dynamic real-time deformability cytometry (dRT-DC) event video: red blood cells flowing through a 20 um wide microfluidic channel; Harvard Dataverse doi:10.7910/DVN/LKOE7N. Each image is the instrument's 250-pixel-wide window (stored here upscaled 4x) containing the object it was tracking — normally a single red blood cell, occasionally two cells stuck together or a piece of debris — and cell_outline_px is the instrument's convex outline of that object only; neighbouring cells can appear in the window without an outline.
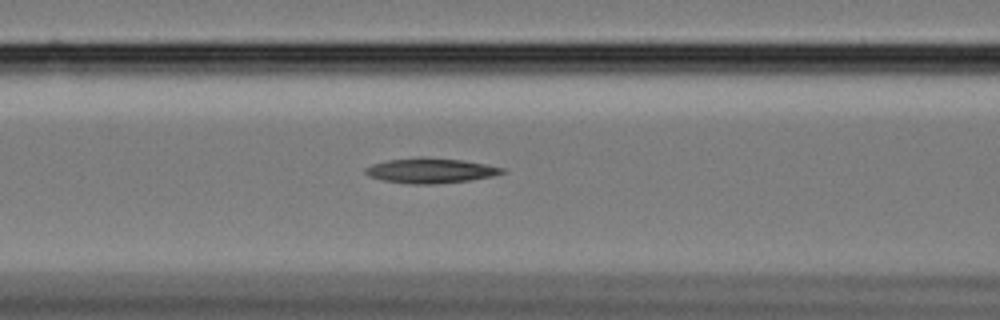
{"species": "Egyptian fruit bat (a non-hibernating species)", "species_latin": "Rousettus aegyptiacus", "temperature_condition": "cold", "stored_images_in_passage": 15, "camera_frame_rate_fps": 3000, "um_per_image_px": 0.085, "animal": {"sex": "female"}, "frame": {"image": 1, "passage_image": 15, "time_ms": 4.667, "image_size_px": [1000, 320], "cell_outline_px": [[504, 172], [492, 176], [468, 180], [436, 184], [416, 184], [384, 180], [368, 176], [364, 172], [364, 168], [372, 164], [388, 160], [420, 156], [424, 156], [464, 160], [504, 168]], "centroid_in_image_um": [36.56, 14.48], "position_along_channel_um": 130.0, "area_um2": 19.88}}